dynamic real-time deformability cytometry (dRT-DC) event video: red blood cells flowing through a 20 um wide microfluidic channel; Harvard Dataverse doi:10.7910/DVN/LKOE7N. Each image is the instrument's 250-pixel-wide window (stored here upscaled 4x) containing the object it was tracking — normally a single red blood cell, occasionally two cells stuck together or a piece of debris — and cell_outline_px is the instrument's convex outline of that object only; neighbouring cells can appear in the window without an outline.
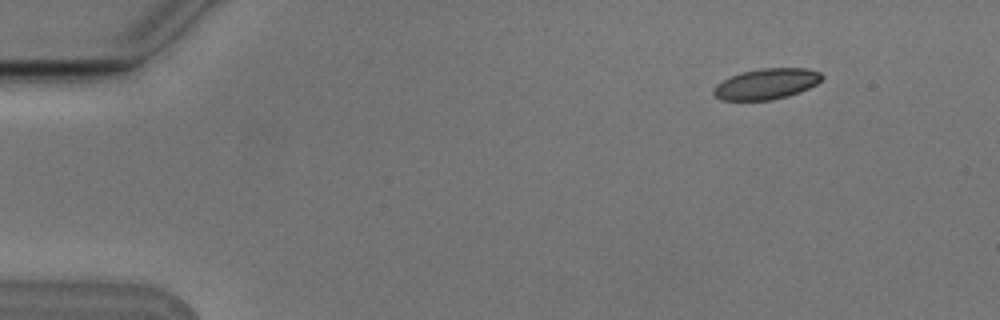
{"species": "Egyptian fruit bat (a non-hibernating species)", "species_latin": "Rousettus aegyptiacus", "temperature_condition": "cold", "stored_images_in_passage": 6, "camera_frame_rate_fps": 3000, "um_per_image_px": 0.085, "animal": {"sex": "male"}, "frame": {"image": 1, "passage_image": 2, "time_ms": 0.333, "image_size_px": [1000, 320], "cell_outline_px": [[824, 76], [816, 84], [800, 92], [788, 96], [772, 100], [720, 100], [712, 92], [712, 88], [716, 84], [740, 72], [760, 68], [808, 68], [820, 72]], "centroid_in_image_um": [65.14, 7.13], "position_along_channel_um": 19.9, "area_um2": 19.48}}